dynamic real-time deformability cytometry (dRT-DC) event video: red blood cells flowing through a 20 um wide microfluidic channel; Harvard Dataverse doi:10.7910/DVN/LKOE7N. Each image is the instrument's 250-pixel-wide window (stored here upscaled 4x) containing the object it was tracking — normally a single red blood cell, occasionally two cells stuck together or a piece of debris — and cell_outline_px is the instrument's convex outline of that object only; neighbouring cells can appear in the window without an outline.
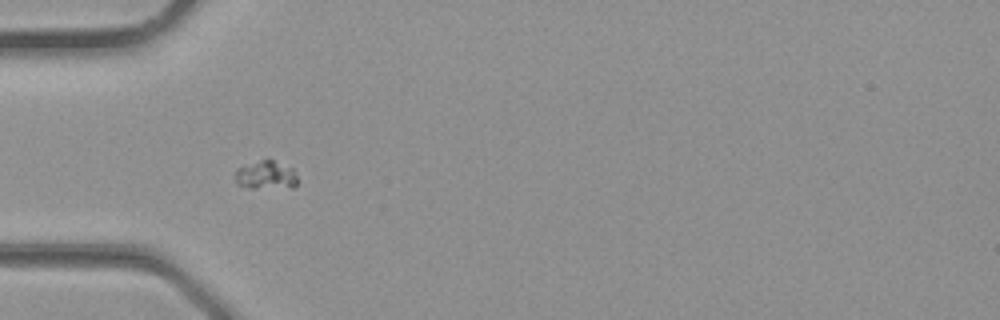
{"species": "common noctule bat (a hibernating species)", "species_latin": "Nyctalus noctula", "temperature_condition": "room temperature", "stored_images_in_passage": 29, "camera_frame_rate_fps": 3000, "um_per_image_px": 0.085, "animal": {"sex": "male", "body_mass_g": 23.1, "forearm_length_mm": 52.7}, "frame": {"image": 1, "passage_image": 5, "time_ms": 1.333, "image_size_px": [1000, 320], "cell_outline_px": [[296, 184], [292, 188], [252, 188], [236, 184], [236, 168], [268, 156], [292, 168], [296, 176]], "centroid_in_image_um": [22.6, 14.85], "position_along_channel_um": 62.4, "area_um2": 10.69}}
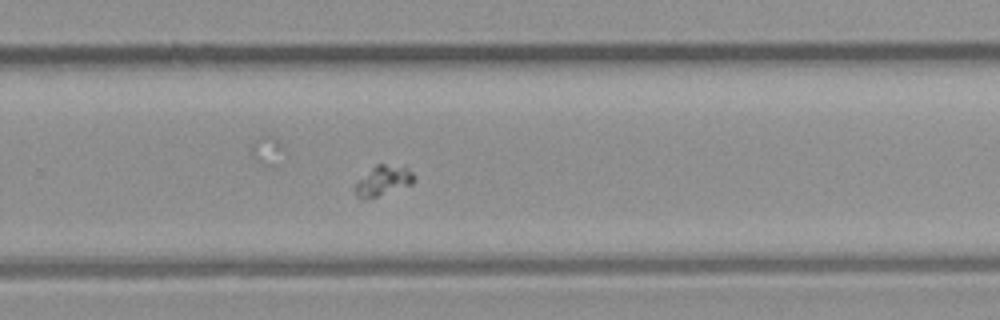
{"frame": {"image": 2, "passage_image": 17, "time_ms": 5.333, "image_size_px": [1000, 320], "cell_outline_px": [[416, 176], [412, 184], [364, 200], [360, 200], [356, 196], [356, 184], [376, 164], [404, 164]], "centroid_in_image_um": [32.63, 15.33], "position_along_channel_um": 297.2, "area_um2": 10.23}}
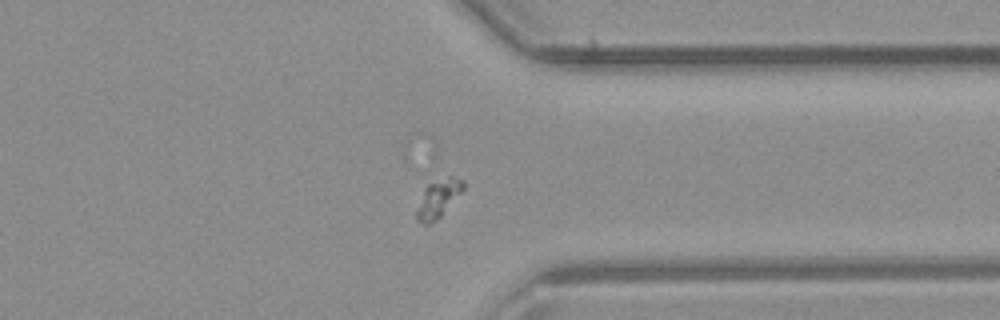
{"frame": {"image": 3, "passage_image": 21, "time_ms": 6.667, "image_size_px": [1000, 320], "cell_outline_px": [[464, 188], [440, 216], [432, 224], [424, 224], [416, 220], [416, 212], [424, 188], [428, 184], [448, 176], [452, 176], [464, 180]], "centroid_in_image_um": [37.23, 16.88], "position_along_channel_um": 374.2, "area_um2": 10.06}}